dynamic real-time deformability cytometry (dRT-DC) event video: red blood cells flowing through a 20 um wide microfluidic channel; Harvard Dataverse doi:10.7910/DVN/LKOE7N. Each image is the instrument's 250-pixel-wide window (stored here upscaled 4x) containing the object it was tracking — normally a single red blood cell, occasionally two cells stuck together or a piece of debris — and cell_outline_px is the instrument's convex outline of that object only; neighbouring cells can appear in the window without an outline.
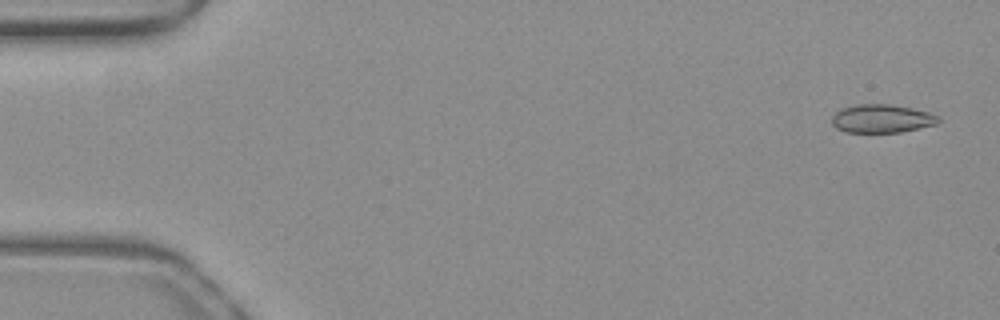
{"species": "common noctule bat (a hibernating species)", "species_latin": "Nyctalus noctula", "temperature_condition": "warm", "stored_images_in_passage": 16, "camera_frame_rate_fps": 3000, "um_per_image_px": 0.085, "animal": {"sex": "female", "body_mass_g": 19.3, "forearm_length_mm": 54.1}, "frame": {"image": 1, "passage_image": 2, "time_ms": 0.333, "image_size_px": [1000, 320], "cell_outline_px": [[940, 120], [936, 124], [900, 132], [844, 132], [836, 128], [832, 124], [832, 116], [840, 108], [860, 104], [888, 104], [912, 108], [928, 112], [940, 116]], "centroid_in_image_um": [74.93, 10.08], "position_along_channel_um": 10.1, "area_um2": 17.57}}
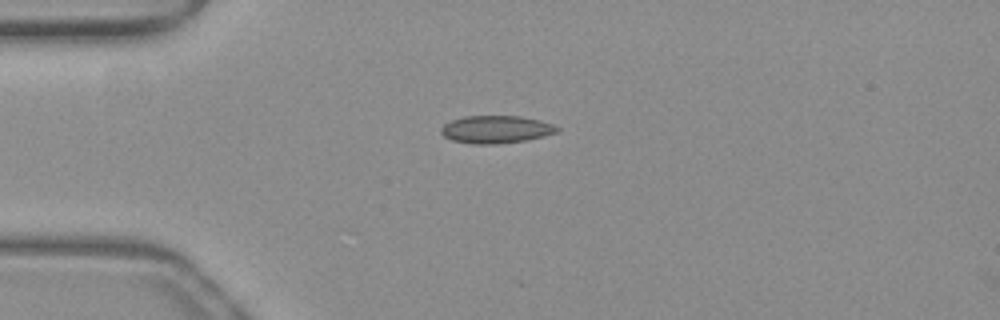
{"frame": {"image": 2, "passage_image": 13, "time_ms": 4.0, "image_size_px": [1000, 320], "cell_outline_px": [[560, 128], [556, 132], [524, 140], [496, 144], [476, 144], [452, 140], [444, 136], [440, 132], [440, 128], [444, 124], [452, 120], [464, 116], [520, 116], [540, 120], [552, 124]], "centroid_in_image_um": [42.12, 10.99], "position_along_channel_um": 42.9, "area_um2": 18.44}}